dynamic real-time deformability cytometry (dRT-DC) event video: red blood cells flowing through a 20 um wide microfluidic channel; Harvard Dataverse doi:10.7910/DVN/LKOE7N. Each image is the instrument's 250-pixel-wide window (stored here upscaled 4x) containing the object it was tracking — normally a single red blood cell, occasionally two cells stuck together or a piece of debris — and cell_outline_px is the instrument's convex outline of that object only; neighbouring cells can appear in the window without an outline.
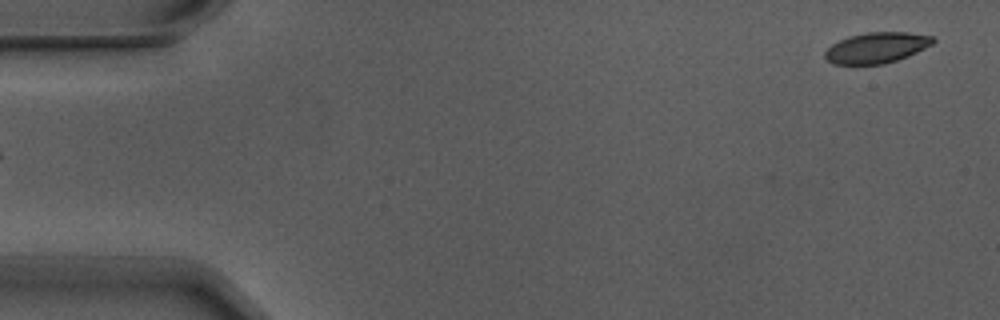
{"species": "Egyptian fruit bat (a non-hibernating species)", "species_latin": "Rousettus aegyptiacus", "temperature_condition": "warm", "stored_images_in_passage": 5, "camera_frame_rate_fps": 3000, "um_per_image_px": 0.085, "animal": {"sex": "male"}, "frame": {"image": 1, "passage_image": 5, "time_ms": 1.333, "image_size_px": [1000, 320], "cell_outline_px": [[936, 40], [932, 44], [908, 56], [884, 64], [832, 64], [824, 56], [824, 52], [832, 44], [848, 36], [868, 32], [908, 32], [932, 36]], "centroid_in_image_um": [74.5, 4.05], "position_along_channel_um": 10.5, "area_um2": 19.25}}